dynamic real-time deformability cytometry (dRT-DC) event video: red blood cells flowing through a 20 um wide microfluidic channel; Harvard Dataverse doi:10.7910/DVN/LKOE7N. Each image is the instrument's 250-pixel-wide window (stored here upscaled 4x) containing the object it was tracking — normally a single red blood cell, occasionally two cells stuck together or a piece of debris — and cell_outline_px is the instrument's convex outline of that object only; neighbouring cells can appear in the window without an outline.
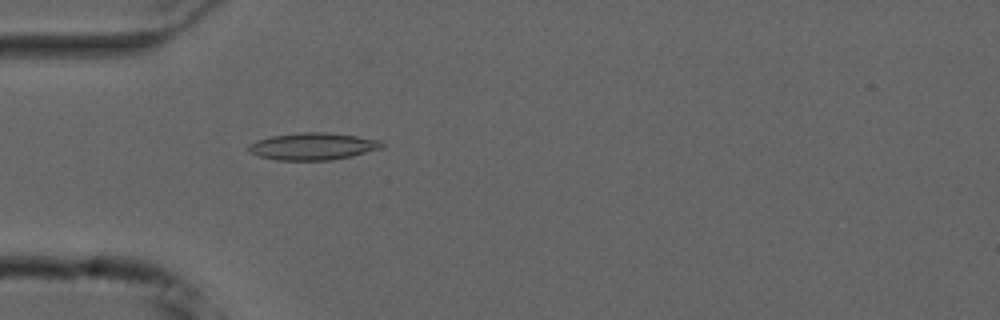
{"species": "common noctule bat (a hibernating species)", "species_latin": "Nyctalus noctula", "temperature_condition": "cold", "stored_images_in_passage": 54, "camera_frame_rate_fps": 3000, "um_per_image_px": 0.085, "animal": {"sex": "male", "forearm_length_mm": 52.5}, "frame": {"image": 1, "passage_image": 16, "time_ms": 5.0, "image_size_px": [1000, 320], "cell_outline_px": [[384, 148], [352, 156], [332, 160], [276, 160], [260, 156], [248, 152], [248, 144], [256, 140], [272, 136], [300, 132], [324, 132], [356, 136], [380, 140], [384, 144]], "centroid_in_image_um": [26.6, 12.44], "position_along_channel_um": 58.4, "area_um2": 21.15}}
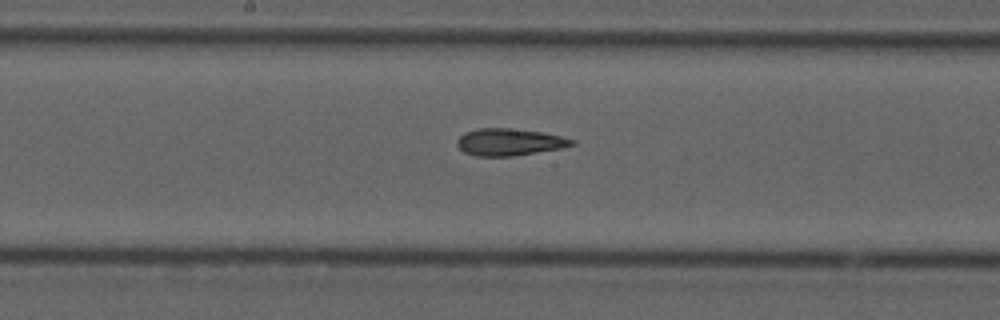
{"frame": {"image": 2, "passage_image": 28, "time_ms": 9.0, "image_size_px": [1000, 320], "cell_outline_px": [[576, 144], [560, 148], [512, 156], [476, 156], [464, 152], [456, 144], [456, 140], [464, 132], [480, 128], [508, 128], [540, 132], [560, 136], [576, 140]], "centroid_in_image_um": [43.27, 12.07], "position_along_channel_um": 204.9, "area_um2": 17.92}}
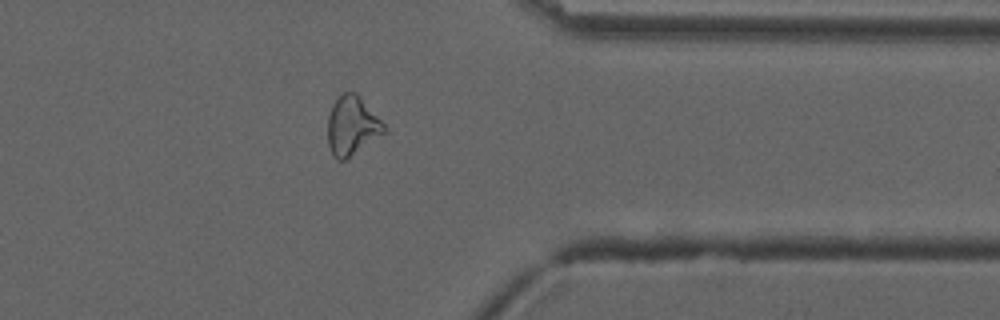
{"frame": {"image": 3, "passage_image": 43, "time_ms": 14.0, "image_size_px": [1000, 320], "cell_outline_px": [[388, 132], [344, 160], [336, 160], [332, 156], [328, 144], [328, 116], [332, 104], [336, 96], [344, 92], [356, 92], [360, 96], [384, 124]], "centroid_in_image_um": [29.91, 10.69], "position_along_channel_um": 381.5, "area_um2": 19.59}, "authors_computed_cell_mechanics": {"area_um2": 19.4208, "velocity_mm_per_s": 3.7455, "shape_relaxation_time_tau1_ms": null, "shape_relaxation_time_tau2_ms": 4.647, "deformation_change_tau1": null, "deformation_change_tau2": 0.1425}}